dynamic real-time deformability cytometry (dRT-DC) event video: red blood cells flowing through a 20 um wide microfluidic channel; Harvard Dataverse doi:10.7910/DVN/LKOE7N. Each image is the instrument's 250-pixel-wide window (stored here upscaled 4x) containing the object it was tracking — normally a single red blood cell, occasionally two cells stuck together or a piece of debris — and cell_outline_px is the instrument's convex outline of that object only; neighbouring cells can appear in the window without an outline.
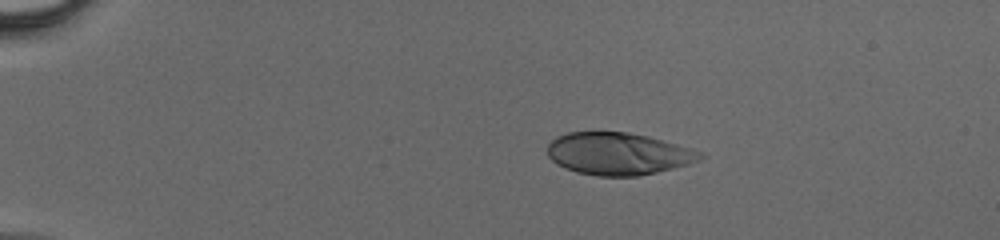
{"species": "human", "species_latin": "Homo sapiens", "temperature_condition": "cold", "stored_images_in_passage": 34, "camera_frame_rate_fps": 3000, "um_per_image_px": 0.085, "donor": {"sex": "male"}, "frame": {"image": 1, "passage_image": 1, "time_ms": 0.0, "image_size_px": [1000, 240], "cell_outline_px": [[704, 156], [688, 164], [656, 172], [636, 176], [596, 176], [576, 172], [564, 168], [556, 164], [548, 156], [548, 144], [556, 136], [568, 132], [628, 132], [648, 136], [704, 152]], "centroid_in_image_um": [52.51, 13.06], "position_along_channel_um": 32.5, "area_um2": 37.51}}
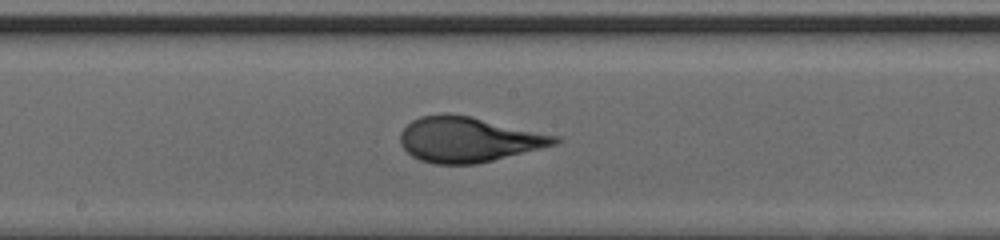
{"frame": {"image": 2, "passage_image": 18, "time_ms": 5.667, "image_size_px": [1000, 240], "cell_outline_px": [[560, 140], [556, 144], [476, 164], [432, 164], [420, 160], [412, 156], [400, 144], [400, 132], [412, 120], [420, 116], [444, 112], [448, 112], [472, 116], [560, 136]], "centroid_in_image_um": [39.78, 11.83], "position_along_channel_um": 208.4, "area_um2": 40.81}}
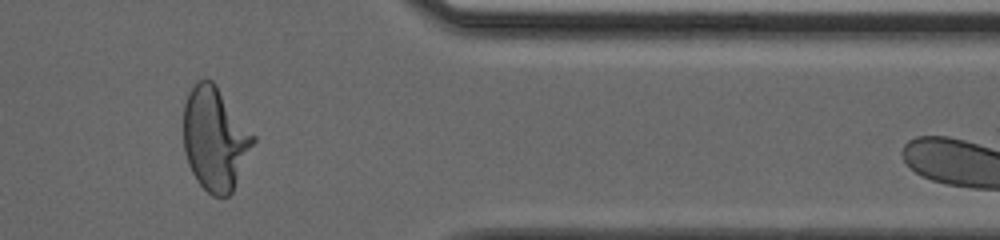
{"frame": {"image": 3, "passage_image": 31, "time_ms": 10.0, "image_size_px": [1000, 240], "cell_outline_px": [[256, 140], [232, 192], [228, 196], [212, 196], [196, 180], [188, 164], [184, 152], [184, 104], [188, 92], [200, 80], [212, 80], [216, 84], [256, 136]], "centroid_in_image_um": [18.28, 11.8], "position_along_channel_um": 393.1, "area_um2": 41.91}}